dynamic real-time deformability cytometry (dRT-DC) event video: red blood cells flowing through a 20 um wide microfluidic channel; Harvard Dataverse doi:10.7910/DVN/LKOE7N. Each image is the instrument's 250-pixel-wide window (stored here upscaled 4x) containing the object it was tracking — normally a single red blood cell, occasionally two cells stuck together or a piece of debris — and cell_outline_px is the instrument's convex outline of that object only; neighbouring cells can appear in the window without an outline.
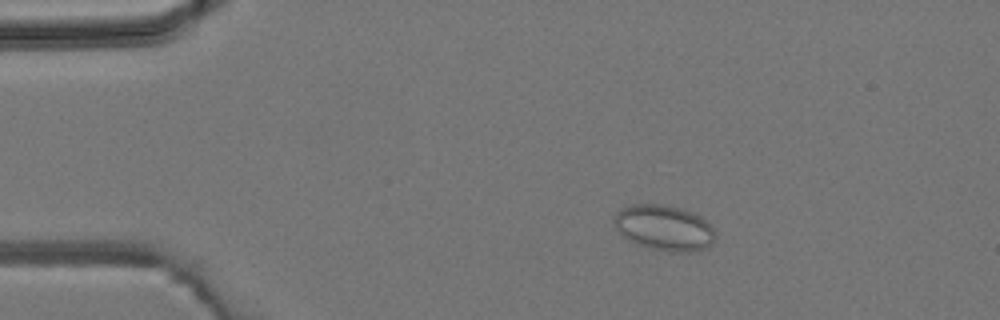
{"species": "common noctule bat (a hibernating species)", "species_latin": "Nyctalus noctula", "temperature_condition": "room temperature", "stored_images_in_passage": 4, "camera_frame_rate_fps": 3000, "um_per_image_px": 0.085, "animal": {"sex": "male", "body_mass_g": 19.2, "forearm_length_mm": 51.8}, "frame": {"image": 1, "passage_image": 2, "time_ms": 1.0, "image_size_px": [1000, 320], "cell_outline_px": [[716, 236], [712, 244], [704, 248], [692, 252], [668, 252], [636, 244], [628, 240], [616, 228], [612, 220], [616, 212], [620, 208], [632, 204], [660, 204], [684, 208], [700, 216], [716, 232]], "centroid_in_image_um": [56.44, 19.35], "position_along_channel_um": 28.6, "area_um2": 27.05}}
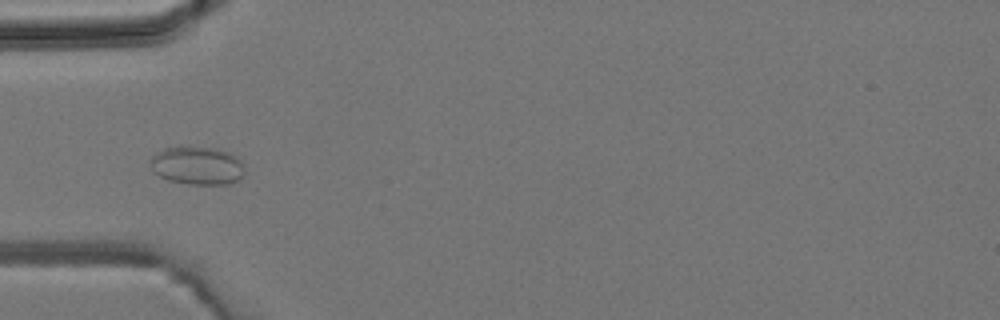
{"frame": {"image": 2, "passage_image": 4, "time_ms": 3.333, "image_size_px": [1000, 320], "cell_outline_px": [[244, 176], [228, 184], [188, 184], [168, 180], [152, 172], [148, 160], [152, 156], [164, 148], [180, 144], [188, 144], [212, 148], [228, 152], [236, 156], [244, 164]], "centroid_in_image_um": [16.72, 14.04], "position_along_channel_um": 68.3, "area_um2": 21.68}}